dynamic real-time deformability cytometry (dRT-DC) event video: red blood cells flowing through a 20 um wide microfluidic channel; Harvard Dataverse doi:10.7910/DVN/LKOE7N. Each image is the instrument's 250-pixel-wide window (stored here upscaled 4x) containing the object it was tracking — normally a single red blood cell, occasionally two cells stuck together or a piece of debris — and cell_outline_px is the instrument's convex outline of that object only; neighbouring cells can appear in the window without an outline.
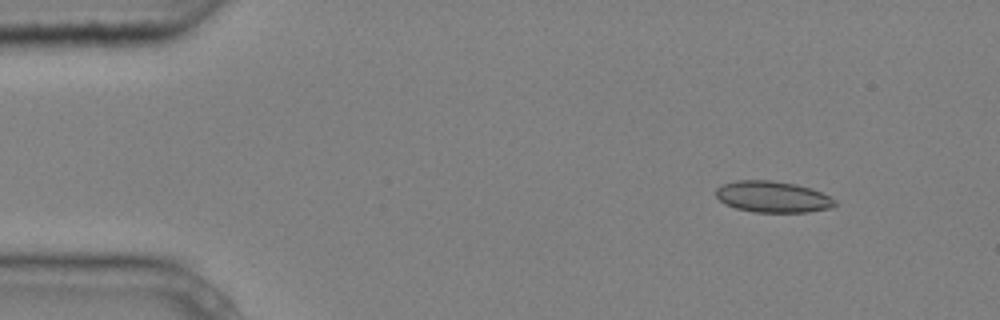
{"species": "common noctule bat (a hibernating species)", "species_latin": "Nyctalus noctula", "temperature_condition": "cold", "stored_images_in_passage": 3, "camera_frame_rate_fps": 3000, "um_per_image_px": 0.085, "animal": {"sex": "male", "body_mass_g": 20.4}, "frame": {"image": 1, "passage_image": 1, "time_ms": 0.0, "image_size_px": [1000, 320], "cell_outline_px": [[836, 204], [832, 208], [808, 212], [752, 212], [736, 208], [724, 204], [716, 196], [716, 188], [720, 184], [736, 180], [772, 180], [796, 184], [812, 188], [836, 200]], "centroid_in_image_um": [65.66, 16.72], "position_along_channel_um": 19.3, "area_um2": 21.91}}
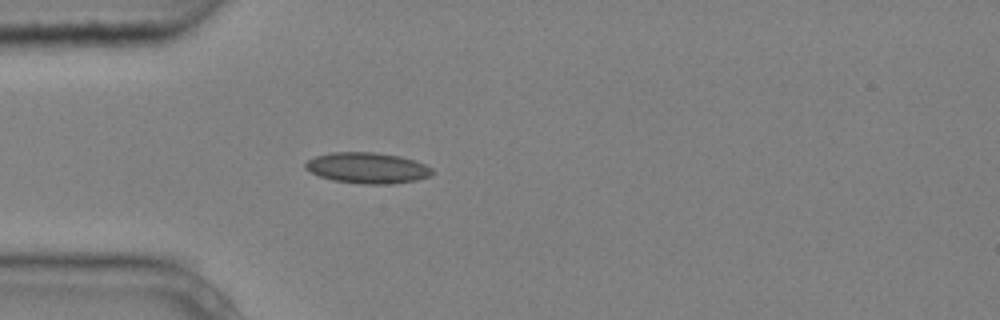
{"frame": {"image": 2, "passage_image": 3, "time_ms": 0.667, "image_size_px": [1000, 320], "cell_outline_px": [[432, 172], [428, 176], [416, 180], [388, 184], [360, 184], [332, 180], [320, 176], [304, 168], [304, 164], [308, 160], [316, 156], [332, 152], [372, 152], [400, 156], [424, 164], [432, 168]], "centroid_in_image_um": [31.19, 14.27], "position_along_channel_um": 53.8, "area_um2": 22.6}}